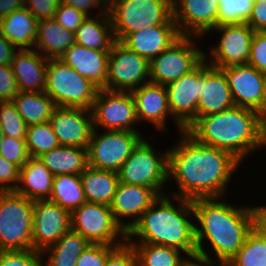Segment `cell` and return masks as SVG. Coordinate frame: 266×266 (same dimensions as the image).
Segmentation results:
<instances>
[{
  "label": "cell",
  "instance_id": "cell-21",
  "mask_svg": "<svg viewBox=\"0 0 266 266\" xmlns=\"http://www.w3.org/2000/svg\"><path fill=\"white\" fill-rule=\"evenodd\" d=\"M159 196L153 188L119 182L110 209L115 220L127 231Z\"/></svg>",
  "mask_w": 266,
  "mask_h": 266
},
{
  "label": "cell",
  "instance_id": "cell-8",
  "mask_svg": "<svg viewBox=\"0 0 266 266\" xmlns=\"http://www.w3.org/2000/svg\"><path fill=\"white\" fill-rule=\"evenodd\" d=\"M34 201L15 191L0 195V251L32 249Z\"/></svg>",
  "mask_w": 266,
  "mask_h": 266
},
{
  "label": "cell",
  "instance_id": "cell-35",
  "mask_svg": "<svg viewBox=\"0 0 266 266\" xmlns=\"http://www.w3.org/2000/svg\"><path fill=\"white\" fill-rule=\"evenodd\" d=\"M129 244L135 251L138 266H183L188 258L184 252L173 247L149 243Z\"/></svg>",
  "mask_w": 266,
  "mask_h": 266
},
{
  "label": "cell",
  "instance_id": "cell-6",
  "mask_svg": "<svg viewBox=\"0 0 266 266\" xmlns=\"http://www.w3.org/2000/svg\"><path fill=\"white\" fill-rule=\"evenodd\" d=\"M119 182L153 188L159 195L167 192L168 185V149L156 151L143 138L134 148L117 172Z\"/></svg>",
  "mask_w": 266,
  "mask_h": 266
},
{
  "label": "cell",
  "instance_id": "cell-45",
  "mask_svg": "<svg viewBox=\"0 0 266 266\" xmlns=\"http://www.w3.org/2000/svg\"><path fill=\"white\" fill-rule=\"evenodd\" d=\"M20 168L0 155V189L15 191L19 183Z\"/></svg>",
  "mask_w": 266,
  "mask_h": 266
},
{
  "label": "cell",
  "instance_id": "cell-42",
  "mask_svg": "<svg viewBox=\"0 0 266 266\" xmlns=\"http://www.w3.org/2000/svg\"><path fill=\"white\" fill-rule=\"evenodd\" d=\"M259 72L266 74V31L254 33L248 63Z\"/></svg>",
  "mask_w": 266,
  "mask_h": 266
},
{
  "label": "cell",
  "instance_id": "cell-3",
  "mask_svg": "<svg viewBox=\"0 0 266 266\" xmlns=\"http://www.w3.org/2000/svg\"><path fill=\"white\" fill-rule=\"evenodd\" d=\"M186 131L205 145L229 152L241 163L252 152L266 148V119L239 106L198 117Z\"/></svg>",
  "mask_w": 266,
  "mask_h": 266
},
{
  "label": "cell",
  "instance_id": "cell-55",
  "mask_svg": "<svg viewBox=\"0 0 266 266\" xmlns=\"http://www.w3.org/2000/svg\"><path fill=\"white\" fill-rule=\"evenodd\" d=\"M44 263H43V261ZM26 266H47L46 261L44 260V255L38 252Z\"/></svg>",
  "mask_w": 266,
  "mask_h": 266
},
{
  "label": "cell",
  "instance_id": "cell-27",
  "mask_svg": "<svg viewBox=\"0 0 266 266\" xmlns=\"http://www.w3.org/2000/svg\"><path fill=\"white\" fill-rule=\"evenodd\" d=\"M75 43V33L55 19L38 21L34 50L46 59H59Z\"/></svg>",
  "mask_w": 266,
  "mask_h": 266
},
{
  "label": "cell",
  "instance_id": "cell-12",
  "mask_svg": "<svg viewBox=\"0 0 266 266\" xmlns=\"http://www.w3.org/2000/svg\"><path fill=\"white\" fill-rule=\"evenodd\" d=\"M91 112L94 129L139 132L135 127L139 122L131 92L98 89Z\"/></svg>",
  "mask_w": 266,
  "mask_h": 266
},
{
  "label": "cell",
  "instance_id": "cell-38",
  "mask_svg": "<svg viewBox=\"0 0 266 266\" xmlns=\"http://www.w3.org/2000/svg\"><path fill=\"white\" fill-rule=\"evenodd\" d=\"M218 2L217 26L247 23L254 6L253 0H218Z\"/></svg>",
  "mask_w": 266,
  "mask_h": 266
},
{
  "label": "cell",
  "instance_id": "cell-18",
  "mask_svg": "<svg viewBox=\"0 0 266 266\" xmlns=\"http://www.w3.org/2000/svg\"><path fill=\"white\" fill-rule=\"evenodd\" d=\"M172 8L180 35L201 40L217 26L218 0H172Z\"/></svg>",
  "mask_w": 266,
  "mask_h": 266
},
{
  "label": "cell",
  "instance_id": "cell-33",
  "mask_svg": "<svg viewBox=\"0 0 266 266\" xmlns=\"http://www.w3.org/2000/svg\"><path fill=\"white\" fill-rule=\"evenodd\" d=\"M12 102L27 126L48 122L56 107L45 92H19Z\"/></svg>",
  "mask_w": 266,
  "mask_h": 266
},
{
  "label": "cell",
  "instance_id": "cell-26",
  "mask_svg": "<svg viewBox=\"0 0 266 266\" xmlns=\"http://www.w3.org/2000/svg\"><path fill=\"white\" fill-rule=\"evenodd\" d=\"M53 178L54 175L38 158L30 157L20 168L15 192L32 201L49 200Z\"/></svg>",
  "mask_w": 266,
  "mask_h": 266
},
{
  "label": "cell",
  "instance_id": "cell-46",
  "mask_svg": "<svg viewBox=\"0 0 266 266\" xmlns=\"http://www.w3.org/2000/svg\"><path fill=\"white\" fill-rule=\"evenodd\" d=\"M104 266H138L134 249L127 242L116 247L107 256Z\"/></svg>",
  "mask_w": 266,
  "mask_h": 266
},
{
  "label": "cell",
  "instance_id": "cell-36",
  "mask_svg": "<svg viewBox=\"0 0 266 266\" xmlns=\"http://www.w3.org/2000/svg\"><path fill=\"white\" fill-rule=\"evenodd\" d=\"M227 266H266V239L252 229Z\"/></svg>",
  "mask_w": 266,
  "mask_h": 266
},
{
  "label": "cell",
  "instance_id": "cell-2",
  "mask_svg": "<svg viewBox=\"0 0 266 266\" xmlns=\"http://www.w3.org/2000/svg\"><path fill=\"white\" fill-rule=\"evenodd\" d=\"M191 204L197 221L194 223L196 255L228 263L252 230L251 205L237 207L222 197L198 198L191 200ZM204 245L210 246L208 252Z\"/></svg>",
  "mask_w": 266,
  "mask_h": 266
},
{
  "label": "cell",
  "instance_id": "cell-5",
  "mask_svg": "<svg viewBox=\"0 0 266 266\" xmlns=\"http://www.w3.org/2000/svg\"><path fill=\"white\" fill-rule=\"evenodd\" d=\"M108 13L115 40L155 25H176L172 0H109Z\"/></svg>",
  "mask_w": 266,
  "mask_h": 266
},
{
  "label": "cell",
  "instance_id": "cell-15",
  "mask_svg": "<svg viewBox=\"0 0 266 266\" xmlns=\"http://www.w3.org/2000/svg\"><path fill=\"white\" fill-rule=\"evenodd\" d=\"M235 106L254 110L266 119V74L249 64L222 68Z\"/></svg>",
  "mask_w": 266,
  "mask_h": 266
},
{
  "label": "cell",
  "instance_id": "cell-56",
  "mask_svg": "<svg viewBox=\"0 0 266 266\" xmlns=\"http://www.w3.org/2000/svg\"><path fill=\"white\" fill-rule=\"evenodd\" d=\"M3 137H4V133H3V130H2V128H1V126H0V143H1L2 140H3Z\"/></svg>",
  "mask_w": 266,
  "mask_h": 266
},
{
  "label": "cell",
  "instance_id": "cell-48",
  "mask_svg": "<svg viewBox=\"0 0 266 266\" xmlns=\"http://www.w3.org/2000/svg\"><path fill=\"white\" fill-rule=\"evenodd\" d=\"M37 253L34 249L0 251V266H26Z\"/></svg>",
  "mask_w": 266,
  "mask_h": 266
},
{
  "label": "cell",
  "instance_id": "cell-7",
  "mask_svg": "<svg viewBox=\"0 0 266 266\" xmlns=\"http://www.w3.org/2000/svg\"><path fill=\"white\" fill-rule=\"evenodd\" d=\"M45 93L60 107L91 110L98 88L60 59H48Z\"/></svg>",
  "mask_w": 266,
  "mask_h": 266
},
{
  "label": "cell",
  "instance_id": "cell-24",
  "mask_svg": "<svg viewBox=\"0 0 266 266\" xmlns=\"http://www.w3.org/2000/svg\"><path fill=\"white\" fill-rule=\"evenodd\" d=\"M180 36L177 25H155L128 34L120 43L150 61Z\"/></svg>",
  "mask_w": 266,
  "mask_h": 266
},
{
  "label": "cell",
  "instance_id": "cell-30",
  "mask_svg": "<svg viewBox=\"0 0 266 266\" xmlns=\"http://www.w3.org/2000/svg\"><path fill=\"white\" fill-rule=\"evenodd\" d=\"M38 159L54 175H81L88 167V149L75 146H59L43 153Z\"/></svg>",
  "mask_w": 266,
  "mask_h": 266
},
{
  "label": "cell",
  "instance_id": "cell-1",
  "mask_svg": "<svg viewBox=\"0 0 266 266\" xmlns=\"http://www.w3.org/2000/svg\"><path fill=\"white\" fill-rule=\"evenodd\" d=\"M179 134L168 149V182L174 179L178 187L170 195L189 200L227 195L232 174L242 163L225 150L197 141L186 130Z\"/></svg>",
  "mask_w": 266,
  "mask_h": 266
},
{
  "label": "cell",
  "instance_id": "cell-28",
  "mask_svg": "<svg viewBox=\"0 0 266 266\" xmlns=\"http://www.w3.org/2000/svg\"><path fill=\"white\" fill-rule=\"evenodd\" d=\"M37 26L38 20L26 7L0 19L1 34L18 50L34 48Z\"/></svg>",
  "mask_w": 266,
  "mask_h": 266
},
{
  "label": "cell",
  "instance_id": "cell-17",
  "mask_svg": "<svg viewBox=\"0 0 266 266\" xmlns=\"http://www.w3.org/2000/svg\"><path fill=\"white\" fill-rule=\"evenodd\" d=\"M32 249L41 252L71 229L70 212L50 200L34 201Z\"/></svg>",
  "mask_w": 266,
  "mask_h": 266
},
{
  "label": "cell",
  "instance_id": "cell-50",
  "mask_svg": "<svg viewBox=\"0 0 266 266\" xmlns=\"http://www.w3.org/2000/svg\"><path fill=\"white\" fill-rule=\"evenodd\" d=\"M247 24L255 31H266V2H254Z\"/></svg>",
  "mask_w": 266,
  "mask_h": 266
},
{
  "label": "cell",
  "instance_id": "cell-51",
  "mask_svg": "<svg viewBox=\"0 0 266 266\" xmlns=\"http://www.w3.org/2000/svg\"><path fill=\"white\" fill-rule=\"evenodd\" d=\"M252 229L266 239V205H251Z\"/></svg>",
  "mask_w": 266,
  "mask_h": 266
},
{
  "label": "cell",
  "instance_id": "cell-32",
  "mask_svg": "<svg viewBox=\"0 0 266 266\" xmlns=\"http://www.w3.org/2000/svg\"><path fill=\"white\" fill-rule=\"evenodd\" d=\"M90 245L86 238L70 229L40 253L44 255L47 266H75L80 254Z\"/></svg>",
  "mask_w": 266,
  "mask_h": 266
},
{
  "label": "cell",
  "instance_id": "cell-9",
  "mask_svg": "<svg viewBox=\"0 0 266 266\" xmlns=\"http://www.w3.org/2000/svg\"><path fill=\"white\" fill-rule=\"evenodd\" d=\"M196 39L199 40V37L181 35L152 58L149 61L150 82L167 85L195 69L205 59V51L196 45Z\"/></svg>",
  "mask_w": 266,
  "mask_h": 266
},
{
  "label": "cell",
  "instance_id": "cell-19",
  "mask_svg": "<svg viewBox=\"0 0 266 266\" xmlns=\"http://www.w3.org/2000/svg\"><path fill=\"white\" fill-rule=\"evenodd\" d=\"M49 122L60 146L88 148L94 130L91 110L56 106Z\"/></svg>",
  "mask_w": 266,
  "mask_h": 266
},
{
  "label": "cell",
  "instance_id": "cell-40",
  "mask_svg": "<svg viewBox=\"0 0 266 266\" xmlns=\"http://www.w3.org/2000/svg\"><path fill=\"white\" fill-rule=\"evenodd\" d=\"M0 155L21 168L30 158L26 139L4 136L0 143Z\"/></svg>",
  "mask_w": 266,
  "mask_h": 266
},
{
  "label": "cell",
  "instance_id": "cell-52",
  "mask_svg": "<svg viewBox=\"0 0 266 266\" xmlns=\"http://www.w3.org/2000/svg\"><path fill=\"white\" fill-rule=\"evenodd\" d=\"M17 51L18 49L0 31V65H11V61Z\"/></svg>",
  "mask_w": 266,
  "mask_h": 266
},
{
  "label": "cell",
  "instance_id": "cell-13",
  "mask_svg": "<svg viewBox=\"0 0 266 266\" xmlns=\"http://www.w3.org/2000/svg\"><path fill=\"white\" fill-rule=\"evenodd\" d=\"M149 69V60L116 41L108 56L105 89L131 92L150 82Z\"/></svg>",
  "mask_w": 266,
  "mask_h": 266
},
{
  "label": "cell",
  "instance_id": "cell-22",
  "mask_svg": "<svg viewBox=\"0 0 266 266\" xmlns=\"http://www.w3.org/2000/svg\"><path fill=\"white\" fill-rule=\"evenodd\" d=\"M135 102L139 125L145 121L152 123L156 130L167 131V120L171 116L165 85L152 82L131 91Z\"/></svg>",
  "mask_w": 266,
  "mask_h": 266
},
{
  "label": "cell",
  "instance_id": "cell-20",
  "mask_svg": "<svg viewBox=\"0 0 266 266\" xmlns=\"http://www.w3.org/2000/svg\"><path fill=\"white\" fill-rule=\"evenodd\" d=\"M200 84L197 118L235 106L224 71L211 66L205 59L200 63Z\"/></svg>",
  "mask_w": 266,
  "mask_h": 266
},
{
  "label": "cell",
  "instance_id": "cell-10",
  "mask_svg": "<svg viewBox=\"0 0 266 266\" xmlns=\"http://www.w3.org/2000/svg\"><path fill=\"white\" fill-rule=\"evenodd\" d=\"M70 215L71 229L91 244L120 246L126 243V230L115 220L110 206L85 202Z\"/></svg>",
  "mask_w": 266,
  "mask_h": 266
},
{
  "label": "cell",
  "instance_id": "cell-29",
  "mask_svg": "<svg viewBox=\"0 0 266 266\" xmlns=\"http://www.w3.org/2000/svg\"><path fill=\"white\" fill-rule=\"evenodd\" d=\"M87 16L75 32V42L89 49L111 50L116 42L108 11Z\"/></svg>",
  "mask_w": 266,
  "mask_h": 266
},
{
  "label": "cell",
  "instance_id": "cell-25",
  "mask_svg": "<svg viewBox=\"0 0 266 266\" xmlns=\"http://www.w3.org/2000/svg\"><path fill=\"white\" fill-rule=\"evenodd\" d=\"M48 59L34 49L18 50L11 61L20 92H45Z\"/></svg>",
  "mask_w": 266,
  "mask_h": 266
},
{
  "label": "cell",
  "instance_id": "cell-37",
  "mask_svg": "<svg viewBox=\"0 0 266 266\" xmlns=\"http://www.w3.org/2000/svg\"><path fill=\"white\" fill-rule=\"evenodd\" d=\"M26 144L32 158L60 146L49 121L27 126Z\"/></svg>",
  "mask_w": 266,
  "mask_h": 266
},
{
  "label": "cell",
  "instance_id": "cell-39",
  "mask_svg": "<svg viewBox=\"0 0 266 266\" xmlns=\"http://www.w3.org/2000/svg\"><path fill=\"white\" fill-rule=\"evenodd\" d=\"M0 126L4 136L26 139L27 125L12 101H0Z\"/></svg>",
  "mask_w": 266,
  "mask_h": 266
},
{
  "label": "cell",
  "instance_id": "cell-4",
  "mask_svg": "<svg viewBox=\"0 0 266 266\" xmlns=\"http://www.w3.org/2000/svg\"><path fill=\"white\" fill-rule=\"evenodd\" d=\"M193 217L191 200L169 193L160 195L126 231V242L164 245L181 250L187 257L195 256Z\"/></svg>",
  "mask_w": 266,
  "mask_h": 266
},
{
  "label": "cell",
  "instance_id": "cell-53",
  "mask_svg": "<svg viewBox=\"0 0 266 266\" xmlns=\"http://www.w3.org/2000/svg\"><path fill=\"white\" fill-rule=\"evenodd\" d=\"M22 7H25V0H0V19Z\"/></svg>",
  "mask_w": 266,
  "mask_h": 266
},
{
  "label": "cell",
  "instance_id": "cell-11",
  "mask_svg": "<svg viewBox=\"0 0 266 266\" xmlns=\"http://www.w3.org/2000/svg\"><path fill=\"white\" fill-rule=\"evenodd\" d=\"M98 130H93L87 148L88 166L117 173L144 137L140 132Z\"/></svg>",
  "mask_w": 266,
  "mask_h": 266
},
{
  "label": "cell",
  "instance_id": "cell-43",
  "mask_svg": "<svg viewBox=\"0 0 266 266\" xmlns=\"http://www.w3.org/2000/svg\"><path fill=\"white\" fill-rule=\"evenodd\" d=\"M86 17L87 16L83 12L62 3H59L54 15V19L61 26L74 33L81 26Z\"/></svg>",
  "mask_w": 266,
  "mask_h": 266
},
{
  "label": "cell",
  "instance_id": "cell-31",
  "mask_svg": "<svg viewBox=\"0 0 266 266\" xmlns=\"http://www.w3.org/2000/svg\"><path fill=\"white\" fill-rule=\"evenodd\" d=\"M80 177L86 202L110 206L119 183L116 172L88 166Z\"/></svg>",
  "mask_w": 266,
  "mask_h": 266
},
{
  "label": "cell",
  "instance_id": "cell-57",
  "mask_svg": "<svg viewBox=\"0 0 266 266\" xmlns=\"http://www.w3.org/2000/svg\"><path fill=\"white\" fill-rule=\"evenodd\" d=\"M254 2H266V0H253Z\"/></svg>",
  "mask_w": 266,
  "mask_h": 266
},
{
  "label": "cell",
  "instance_id": "cell-44",
  "mask_svg": "<svg viewBox=\"0 0 266 266\" xmlns=\"http://www.w3.org/2000/svg\"><path fill=\"white\" fill-rule=\"evenodd\" d=\"M19 92L11 65H0V101H12Z\"/></svg>",
  "mask_w": 266,
  "mask_h": 266
},
{
  "label": "cell",
  "instance_id": "cell-14",
  "mask_svg": "<svg viewBox=\"0 0 266 266\" xmlns=\"http://www.w3.org/2000/svg\"><path fill=\"white\" fill-rule=\"evenodd\" d=\"M212 31L221 36L218 44L211 46L209 58L205 53V60L211 66L222 69L248 63L255 31L247 23L220 25Z\"/></svg>",
  "mask_w": 266,
  "mask_h": 266
},
{
  "label": "cell",
  "instance_id": "cell-16",
  "mask_svg": "<svg viewBox=\"0 0 266 266\" xmlns=\"http://www.w3.org/2000/svg\"><path fill=\"white\" fill-rule=\"evenodd\" d=\"M171 119L178 132L186 130L197 119L200 98V64L191 72L165 85Z\"/></svg>",
  "mask_w": 266,
  "mask_h": 266
},
{
  "label": "cell",
  "instance_id": "cell-41",
  "mask_svg": "<svg viewBox=\"0 0 266 266\" xmlns=\"http://www.w3.org/2000/svg\"><path fill=\"white\" fill-rule=\"evenodd\" d=\"M118 246L91 244L78 257L75 266H104L107 256Z\"/></svg>",
  "mask_w": 266,
  "mask_h": 266
},
{
  "label": "cell",
  "instance_id": "cell-54",
  "mask_svg": "<svg viewBox=\"0 0 266 266\" xmlns=\"http://www.w3.org/2000/svg\"><path fill=\"white\" fill-rule=\"evenodd\" d=\"M227 266V263L217 261V260H212V259H206L200 256H191L188 257L183 266Z\"/></svg>",
  "mask_w": 266,
  "mask_h": 266
},
{
  "label": "cell",
  "instance_id": "cell-34",
  "mask_svg": "<svg viewBox=\"0 0 266 266\" xmlns=\"http://www.w3.org/2000/svg\"><path fill=\"white\" fill-rule=\"evenodd\" d=\"M49 200L70 213L86 202L80 175L61 174L53 178Z\"/></svg>",
  "mask_w": 266,
  "mask_h": 266
},
{
  "label": "cell",
  "instance_id": "cell-47",
  "mask_svg": "<svg viewBox=\"0 0 266 266\" xmlns=\"http://www.w3.org/2000/svg\"><path fill=\"white\" fill-rule=\"evenodd\" d=\"M59 0H25V7L38 20L54 19Z\"/></svg>",
  "mask_w": 266,
  "mask_h": 266
},
{
  "label": "cell",
  "instance_id": "cell-49",
  "mask_svg": "<svg viewBox=\"0 0 266 266\" xmlns=\"http://www.w3.org/2000/svg\"><path fill=\"white\" fill-rule=\"evenodd\" d=\"M60 3L72 6L83 12L86 16H91L90 10L98 8L100 11H108V0H59Z\"/></svg>",
  "mask_w": 266,
  "mask_h": 266
},
{
  "label": "cell",
  "instance_id": "cell-23",
  "mask_svg": "<svg viewBox=\"0 0 266 266\" xmlns=\"http://www.w3.org/2000/svg\"><path fill=\"white\" fill-rule=\"evenodd\" d=\"M109 53L110 50L89 49L75 42L59 59L98 89H105Z\"/></svg>",
  "mask_w": 266,
  "mask_h": 266
}]
</instances>
